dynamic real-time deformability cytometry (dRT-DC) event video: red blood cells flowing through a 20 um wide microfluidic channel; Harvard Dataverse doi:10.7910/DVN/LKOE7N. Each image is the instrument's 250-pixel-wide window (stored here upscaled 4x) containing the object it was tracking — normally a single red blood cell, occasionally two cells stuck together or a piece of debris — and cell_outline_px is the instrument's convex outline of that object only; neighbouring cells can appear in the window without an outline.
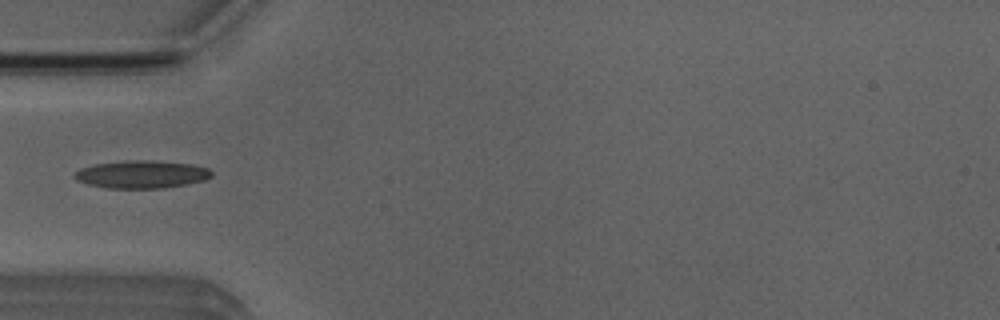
{"species": "Egyptian fruit bat (a non-hibernating species)", "species_latin": "Rousettus aegyptiacus", "temperature_condition": "room temperature", "stored_images_in_passage": 5, "camera_frame_rate_fps": 3000, "um_per_image_px": 0.085, "animal": {"sex": "male"}, "frame": {"image": 1, "passage_image": 4, "time_ms": 3.333, "image_size_px": [1000, 320], "cell_outline_px": [[212, 176], [204, 180], [164, 188], [108, 188], [88, 184], [76, 180], [72, 176], [80, 168], [92, 164], [124, 160], [148, 160], [188, 164], [208, 168], [212, 172]], "centroid_in_image_um": [11.98, 14.81], "position_along_channel_um": 73.0, "area_um2": 22.08}}